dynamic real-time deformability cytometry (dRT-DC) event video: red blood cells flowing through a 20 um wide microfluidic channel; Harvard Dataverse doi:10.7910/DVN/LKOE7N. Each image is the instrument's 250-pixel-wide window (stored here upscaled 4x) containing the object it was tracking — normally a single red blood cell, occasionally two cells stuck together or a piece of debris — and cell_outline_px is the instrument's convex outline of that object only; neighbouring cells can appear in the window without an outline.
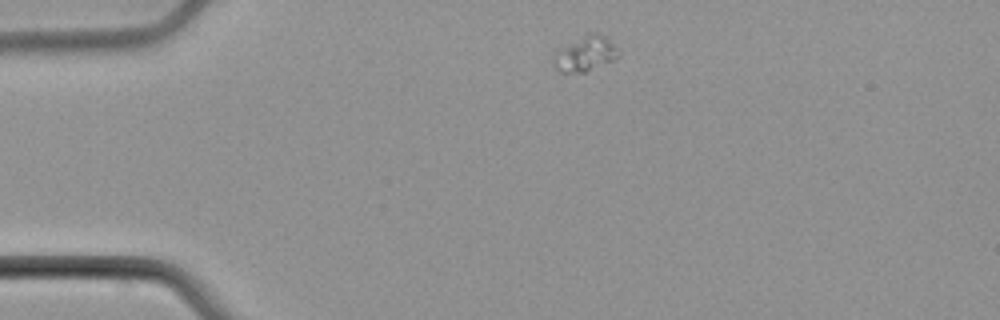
{"species": "common noctule bat (a hibernating species)", "species_latin": "Nyctalus noctula", "temperature_condition": "cold", "stored_images_in_passage": 2, "camera_frame_rate_fps": 3000, "um_per_image_px": 0.085, "animal": {"sex": "male", "body_mass_g": 21.5, "forearm_length_mm": 52.0}, "frame": {"image": 1, "passage_image": 1, "time_ms": 0.0, "image_size_px": [1000, 320], "cell_outline_px": [[620, 56], [616, 60], [584, 72], [560, 72], [556, 68], [552, 60], [552, 52], [584, 36], [596, 32], [604, 36], [620, 52]], "centroid_in_image_um": [49.74, 4.6], "position_along_channel_um": 35.3, "area_um2": 13.12}}